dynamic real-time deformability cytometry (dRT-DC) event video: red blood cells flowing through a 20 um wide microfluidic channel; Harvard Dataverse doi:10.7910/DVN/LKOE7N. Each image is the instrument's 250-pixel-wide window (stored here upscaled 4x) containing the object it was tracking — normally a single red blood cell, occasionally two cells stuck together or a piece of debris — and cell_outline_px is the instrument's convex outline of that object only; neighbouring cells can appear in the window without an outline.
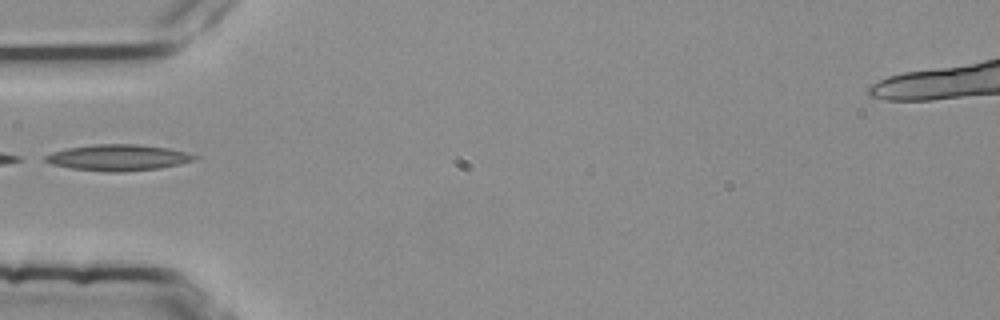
{"species": "common noctule bat (a hibernating species)", "species_latin": "Nyctalus noctula", "temperature_condition": "room temperature", "stored_images_in_passage": 4, "camera_frame_rate_fps": 3000, "um_per_image_px": 0.085, "animal": {"sex": "female", "body_mass_g": 25.1}, "frame": {"image": 1, "passage_image": 4, "time_ms": 1.0, "image_size_px": [1000, 320], "cell_outline_px": [[200, 156], [192, 160], [180, 164], [160, 168], [116, 172], [108, 172], [72, 168], [52, 164], [44, 160], [44, 156], [52, 152], [68, 148], [96, 144], [136, 144], [168, 148]], "centroid_in_image_um": [10.03, 13.39], "position_along_channel_um": 75.0, "area_um2": 22.43}}